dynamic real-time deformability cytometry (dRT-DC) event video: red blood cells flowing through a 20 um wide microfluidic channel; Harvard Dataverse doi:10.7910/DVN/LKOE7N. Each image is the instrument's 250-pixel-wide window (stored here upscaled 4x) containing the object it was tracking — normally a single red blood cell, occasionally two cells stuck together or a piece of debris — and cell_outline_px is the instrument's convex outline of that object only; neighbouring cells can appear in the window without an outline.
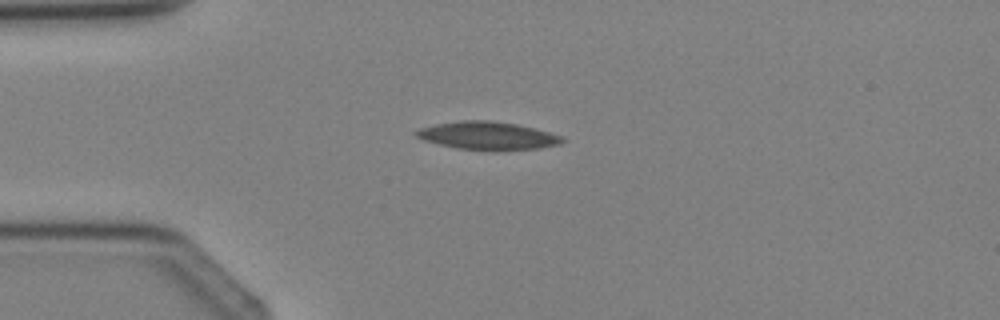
{"species": "Egyptian fruit bat (a non-hibernating species)", "species_latin": "Rousettus aegyptiacus", "temperature_condition": "cold", "stored_images_in_passage": 1, "camera_frame_rate_fps": 3000, "um_per_image_px": 0.085, "animal": {"sex": "female"}, "frame": {"image": 1, "passage_image": 1, "time_ms": 0.0, "image_size_px": [1000, 320], "cell_outline_px": [[564, 140], [560, 144], [540, 148], [496, 152], [492, 152], [460, 148], [440, 144], [424, 140], [416, 136], [412, 132], [420, 128], [436, 124], [460, 120], [492, 120], [516, 124], [564, 136]], "centroid_in_image_um": [41.47, 11.55], "position_along_channel_um": 43.5, "area_um2": 24.1}}